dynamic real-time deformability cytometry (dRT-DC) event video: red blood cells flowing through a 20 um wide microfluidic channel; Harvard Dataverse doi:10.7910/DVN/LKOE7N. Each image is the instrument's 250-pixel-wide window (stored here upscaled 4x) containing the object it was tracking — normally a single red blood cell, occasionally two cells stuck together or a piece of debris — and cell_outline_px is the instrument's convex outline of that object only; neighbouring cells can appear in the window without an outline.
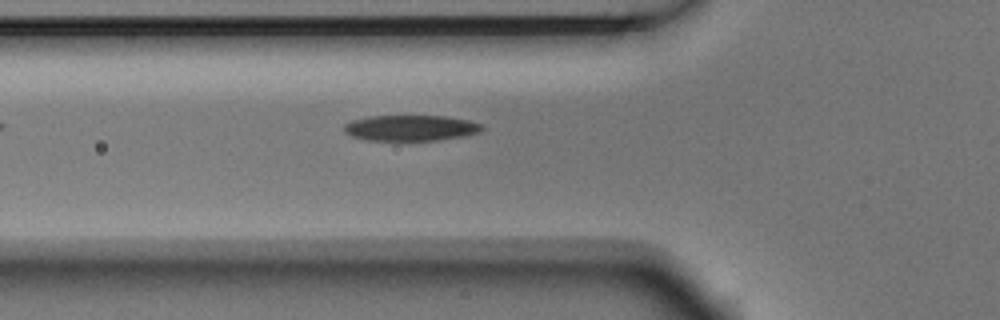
{"species": "Egyptian fruit bat (a non-hibernating species)", "species_latin": "Rousettus aegyptiacus", "temperature_condition": "room temperature", "stored_images_in_passage": 5, "camera_frame_rate_fps": 3000, "um_per_image_px": 0.085, "animal": {"sex": "male"}, "frame": {"image": 1, "passage_image": 5, "time_ms": 1.333, "image_size_px": [1000, 320], "cell_outline_px": [[484, 128], [480, 132], [468, 136], [436, 140], [368, 140], [352, 136], [344, 132], [344, 124], [352, 120], [368, 116], [448, 116], [468, 120], [484, 124]], "centroid_in_image_um": [34.96, 10.87], "position_along_channel_um": 90.8, "area_um2": 20.87}}